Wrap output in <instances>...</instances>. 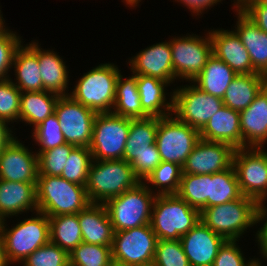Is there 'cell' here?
Segmentation results:
<instances>
[{
    "instance_id": "18",
    "label": "cell",
    "mask_w": 267,
    "mask_h": 266,
    "mask_svg": "<svg viewBox=\"0 0 267 266\" xmlns=\"http://www.w3.org/2000/svg\"><path fill=\"white\" fill-rule=\"evenodd\" d=\"M209 36L213 55L224 61L237 75L256 73L248 50L235 30L211 29Z\"/></svg>"
},
{
    "instance_id": "9",
    "label": "cell",
    "mask_w": 267,
    "mask_h": 266,
    "mask_svg": "<svg viewBox=\"0 0 267 266\" xmlns=\"http://www.w3.org/2000/svg\"><path fill=\"white\" fill-rule=\"evenodd\" d=\"M157 240L150 224L114 232L111 247L113 264L153 265Z\"/></svg>"
},
{
    "instance_id": "8",
    "label": "cell",
    "mask_w": 267,
    "mask_h": 266,
    "mask_svg": "<svg viewBox=\"0 0 267 266\" xmlns=\"http://www.w3.org/2000/svg\"><path fill=\"white\" fill-rule=\"evenodd\" d=\"M130 130V118L112 112L97 113L89 150L93 160L124 159Z\"/></svg>"
},
{
    "instance_id": "52",
    "label": "cell",
    "mask_w": 267,
    "mask_h": 266,
    "mask_svg": "<svg viewBox=\"0 0 267 266\" xmlns=\"http://www.w3.org/2000/svg\"><path fill=\"white\" fill-rule=\"evenodd\" d=\"M252 1H255V0H235L234 1L235 10L236 9L241 10L246 4Z\"/></svg>"
},
{
    "instance_id": "24",
    "label": "cell",
    "mask_w": 267,
    "mask_h": 266,
    "mask_svg": "<svg viewBox=\"0 0 267 266\" xmlns=\"http://www.w3.org/2000/svg\"><path fill=\"white\" fill-rule=\"evenodd\" d=\"M235 12L238 15V21L234 30L248 50L254 71L267 77V33L241 10L236 9Z\"/></svg>"
},
{
    "instance_id": "37",
    "label": "cell",
    "mask_w": 267,
    "mask_h": 266,
    "mask_svg": "<svg viewBox=\"0 0 267 266\" xmlns=\"http://www.w3.org/2000/svg\"><path fill=\"white\" fill-rule=\"evenodd\" d=\"M111 246L82 242L69 252V266H113Z\"/></svg>"
},
{
    "instance_id": "40",
    "label": "cell",
    "mask_w": 267,
    "mask_h": 266,
    "mask_svg": "<svg viewBox=\"0 0 267 266\" xmlns=\"http://www.w3.org/2000/svg\"><path fill=\"white\" fill-rule=\"evenodd\" d=\"M75 147L65 143L37 154L38 175L61 176L65 163Z\"/></svg>"
},
{
    "instance_id": "56",
    "label": "cell",
    "mask_w": 267,
    "mask_h": 266,
    "mask_svg": "<svg viewBox=\"0 0 267 266\" xmlns=\"http://www.w3.org/2000/svg\"><path fill=\"white\" fill-rule=\"evenodd\" d=\"M263 6L267 7V0H258Z\"/></svg>"
},
{
    "instance_id": "6",
    "label": "cell",
    "mask_w": 267,
    "mask_h": 266,
    "mask_svg": "<svg viewBox=\"0 0 267 266\" xmlns=\"http://www.w3.org/2000/svg\"><path fill=\"white\" fill-rule=\"evenodd\" d=\"M155 192L139 182L134 188L108 199L104 205L114 232L150 224Z\"/></svg>"
},
{
    "instance_id": "53",
    "label": "cell",
    "mask_w": 267,
    "mask_h": 266,
    "mask_svg": "<svg viewBox=\"0 0 267 266\" xmlns=\"http://www.w3.org/2000/svg\"><path fill=\"white\" fill-rule=\"evenodd\" d=\"M251 266H262V262L257 258Z\"/></svg>"
},
{
    "instance_id": "45",
    "label": "cell",
    "mask_w": 267,
    "mask_h": 266,
    "mask_svg": "<svg viewBox=\"0 0 267 266\" xmlns=\"http://www.w3.org/2000/svg\"><path fill=\"white\" fill-rule=\"evenodd\" d=\"M236 240H226L220 247L212 266H251L257 258L246 261Z\"/></svg>"
},
{
    "instance_id": "50",
    "label": "cell",
    "mask_w": 267,
    "mask_h": 266,
    "mask_svg": "<svg viewBox=\"0 0 267 266\" xmlns=\"http://www.w3.org/2000/svg\"><path fill=\"white\" fill-rule=\"evenodd\" d=\"M9 122L0 119V153L15 139L11 127H8Z\"/></svg>"
},
{
    "instance_id": "44",
    "label": "cell",
    "mask_w": 267,
    "mask_h": 266,
    "mask_svg": "<svg viewBox=\"0 0 267 266\" xmlns=\"http://www.w3.org/2000/svg\"><path fill=\"white\" fill-rule=\"evenodd\" d=\"M5 26L0 27V79L9 78L15 52L23 44L20 35Z\"/></svg>"
},
{
    "instance_id": "20",
    "label": "cell",
    "mask_w": 267,
    "mask_h": 266,
    "mask_svg": "<svg viewBox=\"0 0 267 266\" xmlns=\"http://www.w3.org/2000/svg\"><path fill=\"white\" fill-rule=\"evenodd\" d=\"M240 114L242 148H265L267 141V85Z\"/></svg>"
},
{
    "instance_id": "36",
    "label": "cell",
    "mask_w": 267,
    "mask_h": 266,
    "mask_svg": "<svg viewBox=\"0 0 267 266\" xmlns=\"http://www.w3.org/2000/svg\"><path fill=\"white\" fill-rule=\"evenodd\" d=\"M176 194L191 207L201 212L204 208H207L208 174L195 175L182 173L179 189Z\"/></svg>"
},
{
    "instance_id": "11",
    "label": "cell",
    "mask_w": 267,
    "mask_h": 266,
    "mask_svg": "<svg viewBox=\"0 0 267 266\" xmlns=\"http://www.w3.org/2000/svg\"><path fill=\"white\" fill-rule=\"evenodd\" d=\"M205 36L189 34L182 37L177 36V38L174 37L169 40L174 82L178 78L193 82L207 64L208 59L213 53L209 31Z\"/></svg>"
},
{
    "instance_id": "43",
    "label": "cell",
    "mask_w": 267,
    "mask_h": 266,
    "mask_svg": "<svg viewBox=\"0 0 267 266\" xmlns=\"http://www.w3.org/2000/svg\"><path fill=\"white\" fill-rule=\"evenodd\" d=\"M154 266H191L180 240H157Z\"/></svg>"
},
{
    "instance_id": "29",
    "label": "cell",
    "mask_w": 267,
    "mask_h": 266,
    "mask_svg": "<svg viewBox=\"0 0 267 266\" xmlns=\"http://www.w3.org/2000/svg\"><path fill=\"white\" fill-rule=\"evenodd\" d=\"M12 66L16 77L13 84L21 92L44 91L37 54L27 44L18 47Z\"/></svg>"
},
{
    "instance_id": "17",
    "label": "cell",
    "mask_w": 267,
    "mask_h": 266,
    "mask_svg": "<svg viewBox=\"0 0 267 266\" xmlns=\"http://www.w3.org/2000/svg\"><path fill=\"white\" fill-rule=\"evenodd\" d=\"M225 241L224 237L213 232L202 221L180 238L191 266H212Z\"/></svg>"
},
{
    "instance_id": "39",
    "label": "cell",
    "mask_w": 267,
    "mask_h": 266,
    "mask_svg": "<svg viewBox=\"0 0 267 266\" xmlns=\"http://www.w3.org/2000/svg\"><path fill=\"white\" fill-rule=\"evenodd\" d=\"M32 134L35 143L40 147L37 154L66 143L55 113L34 127Z\"/></svg>"
},
{
    "instance_id": "31",
    "label": "cell",
    "mask_w": 267,
    "mask_h": 266,
    "mask_svg": "<svg viewBox=\"0 0 267 266\" xmlns=\"http://www.w3.org/2000/svg\"><path fill=\"white\" fill-rule=\"evenodd\" d=\"M236 76L237 74L224 61L212 54L200 74L191 83L207 94L222 99L227 87Z\"/></svg>"
},
{
    "instance_id": "34",
    "label": "cell",
    "mask_w": 267,
    "mask_h": 266,
    "mask_svg": "<svg viewBox=\"0 0 267 266\" xmlns=\"http://www.w3.org/2000/svg\"><path fill=\"white\" fill-rule=\"evenodd\" d=\"M50 242L68 253L83 242L78 214L49 217Z\"/></svg>"
},
{
    "instance_id": "46",
    "label": "cell",
    "mask_w": 267,
    "mask_h": 266,
    "mask_svg": "<svg viewBox=\"0 0 267 266\" xmlns=\"http://www.w3.org/2000/svg\"><path fill=\"white\" fill-rule=\"evenodd\" d=\"M161 162L159 153H144L136 157L130 165L136 178L144 182Z\"/></svg>"
},
{
    "instance_id": "2",
    "label": "cell",
    "mask_w": 267,
    "mask_h": 266,
    "mask_svg": "<svg viewBox=\"0 0 267 266\" xmlns=\"http://www.w3.org/2000/svg\"><path fill=\"white\" fill-rule=\"evenodd\" d=\"M200 221V211L177 194L156 195L150 225L158 240H180Z\"/></svg>"
},
{
    "instance_id": "19",
    "label": "cell",
    "mask_w": 267,
    "mask_h": 266,
    "mask_svg": "<svg viewBox=\"0 0 267 266\" xmlns=\"http://www.w3.org/2000/svg\"><path fill=\"white\" fill-rule=\"evenodd\" d=\"M133 75H147L174 83V70L170 43L159 42L153 44L136 56L131 57L128 62Z\"/></svg>"
},
{
    "instance_id": "32",
    "label": "cell",
    "mask_w": 267,
    "mask_h": 266,
    "mask_svg": "<svg viewBox=\"0 0 267 266\" xmlns=\"http://www.w3.org/2000/svg\"><path fill=\"white\" fill-rule=\"evenodd\" d=\"M122 77L120 73L116 82L115 103L111 112L130 119L149 117L141 107L136 75L125 79Z\"/></svg>"
},
{
    "instance_id": "16",
    "label": "cell",
    "mask_w": 267,
    "mask_h": 266,
    "mask_svg": "<svg viewBox=\"0 0 267 266\" xmlns=\"http://www.w3.org/2000/svg\"><path fill=\"white\" fill-rule=\"evenodd\" d=\"M15 138L0 153V179L12 182L37 183V153Z\"/></svg>"
},
{
    "instance_id": "42",
    "label": "cell",
    "mask_w": 267,
    "mask_h": 266,
    "mask_svg": "<svg viewBox=\"0 0 267 266\" xmlns=\"http://www.w3.org/2000/svg\"><path fill=\"white\" fill-rule=\"evenodd\" d=\"M21 263L23 266H69V253L49 242L36 249Z\"/></svg>"
},
{
    "instance_id": "21",
    "label": "cell",
    "mask_w": 267,
    "mask_h": 266,
    "mask_svg": "<svg viewBox=\"0 0 267 266\" xmlns=\"http://www.w3.org/2000/svg\"><path fill=\"white\" fill-rule=\"evenodd\" d=\"M28 210L38 211L36 183L0 179V221Z\"/></svg>"
},
{
    "instance_id": "48",
    "label": "cell",
    "mask_w": 267,
    "mask_h": 266,
    "mask_svg": "<svg viewBox=\"0 0 267 266\" xmlns=\"http://www.w3.org/2000/svg\"><path fill=\"white\" fill-rule=\"evenodd\" d=\"M241 11L252 20L262 31L267 33V7L258 0L249 2Z\"/></svg>"
},
{
    "instance_id": "14",
    "label": "cell",
    "mask_w": 267,
    "mask_h": 266,
    "mask_svg": "<svg viewBox=\"0 0 267 266\" xmlns=\"http://www.w3.org/2000/svg\"><path fill=\"white\" fill-rule=\"evenodd\" d=\"M55 114L66 143L76 147L90 146L97 115L95 111L83 106L70 95H63L56 103Z\"/></svg>"
},
{
    "instance_id": "25",
    "label": "cell",
    "mask_w": 267,
    "mask_h": 266,
    "mask_svg": "<svg viewBox=\"0 0 267 266\" xmlns=\"http://www.w3.org/2000/svg\"><path fill=\"white\" fill-rule=\"evenodd\" d=\"M78 220L83 242L112 247L114 230L104 204L91 203L78 213Z\"/></svg>"
},
{
    "instance_id": "28",
    "label": "cell",
    "mask_w": 267,
    "mask_h": 266,
    "mask_svg": "<svg viewBox=\"0 0 267 266\" xmlns=\"http://www.w3.org/2000/svg\"><path fill=\"white\" fill-rule=\"evenodd\" d=\"M267 85V77L259 73L237 75L227 87L222 101L235 111L245 110Z\"/></svg>"
},
{
    "instance_id": "54",
    "label": "cell",
    "mask_w": 267,
    "mask_h": 266,
    "mask_svg": "<svg viewBox=\"0 0 267 266\" xmlns=\"http://www.w3.org/2000/svg\"><path fill=\"white\" fill-rule=\"evenodd\" d=\"M261 255H263V259L265 258V260L267 259V247L261 252Z\"/></svg>"
},
{
    "instance_id": "5",
    "label": "cell",
    "mask_w": 267,
    "mask_h": 266,
    "mask_svg": "<svg viewBox=\"0 0 267 266\" xmlns=\"http://www.w3.org/2000/svg\"><path fill=\"white\" fill-rule=\"evenodd\" d=\"M120 71L114 63L99 64L84 73L69 95L96 113L111 112Z\"/></svg>"
},
{
    "instance_id": "30",
    "label": "cell",
    "mask_w": 267,
    "mask_h": 266,
    "mask_svg": "<svg viewBox=\"0 0 267 266\" xmlns=\"http://www.w3.org/2000/svg\"><path fill=\"white\" fill-rule=\"evenodd\" d=\"M60 95L49 91L21 92L19 120L33 128L55 113Z\"/></svg>"
},
{
    "instance_id": "4",
    "label": "cell",
    "mask_w": 267,
    "mask_h": 266,
    "mask_svg": "<svg viewBox=\"0 0 267 266\" xmlns=\"http://www.w3.org/2000/svg\"><path fill=\"white\" fill-rule=\"evenodd\" d=\"M140 181L126 160H93L85 185L91 203L104 204L134 188Z\"/></svg>"
},
{
    "instance_id": "49",
    "label": "cell",
    "mask_w": 267,
    "mask_h": 266,
    "mask_svg": "<svg viewBox=\"0 0 267 266\" xmlns=\"http://www.w3.org/2000/svg\"><path fill=\"white\" fill-rule=\"evenodd\" d=\"M177 2L182 3L184 6H187L189 10L194 13L195 15H201L203 11L207 10L208 8L217 5V3L221 2L222 0H175Z\"/></svg>"
},
{
    "instance_id": "47",
    "label": "cell",
    "mask_w": 267,
    "mask_h": 266,
    "mask_svg": "<svg viewBox=\"0 0 267 266\" xmlns=\"http://www.w3.org/2000/svg\"><path fill=\"white\" fill-rule=\"evenodd\" d=\"M265 201V198L257 201L255 209V224L265 221L260 230H258L255 234L257 239L256 241L260 246L259 253L267 247V205Z\"/></svg>"
},
{
    "instance_id": "35",
    "label": "cell",
    "mask_w": 267,
    "mask_h": 266,
    "mask_svg": "<svg viewBox=\"0 0 267 266\" xmlns=\"http://www.w3.org/2000/svg\"><path fill=\"white\" fill-rule=\"evenodd\" d=\"M182 176V166L172 162L162 161L144 181L151 192L156 188V195L176 194ZM152 188V189H151Z\"/></svg>"
},
{
    "instance_id": "3",
    "label": "cell",
    "mask_w": 267,
    "mask_h": 266,
    "mask_svg": "<svg viewBox=\"0 0 267 266\" xmlns=\"http://www.w3.org/2000/svg\"><path fill=\"white\" fill-rule=\"evenodd\" d=\"M7 228L5 220L0 222V240L9 264H20L36 249L50 242L49 217L42 212Z\"/></svg>"
},
{
    "instance_id": "22",
    "label": "cell",
    "mask_w": 267,
    "mask_h": 266,
    "mask_svg": "<svg viewBox=\"0 0 267 266\" xmlns=\"http://www.w3.org/2000/svg\"><path fill=\"white\" fill-rule=\"evenodd\" d=\"M27 45L37 54L44 90L60 96L69 95L66 92L69 91V71L65 61L55 51L43 50L36 41Z\"/></svg>"
},
{
    "instance_id": "51",
    "label": "cell",
    "mask_w": 267,
    "mask_h": 266,
    "mask_svg": "<svg viewBox=\"0 0 267 266\" xmlns=\"http://www.w3.org/2000/svg\"><path fill=\"white\" fill-rule=\"evenodd\" d=\"M10 265L9 262L7 261L6 255H5V250L3 249L2 242L0 240V266H8Z\"/></svg>"
},
{
    "instance_id": "41",
    "label": "cell",
    "mask_w": 267,
    "mask_h": 266,
    "mask_svg": "<svg viewBox=\"0 0 267 266\" xmlns=\"http://www.w3.org/2000/svg\"><path fill=\"white\" fill-rule=\"evenodd\" d=\"M20 95L11 77L0 79V119L11 124L19 121Z\"/></svg>"
},
{
    "instance_id": "1",
    "label": "cell",
    "mask_w": 267,
    "mask_h": 266,
    "mask_svg": "<svg viewBox=\"0 0 267 266\" xmlns=\"http://www.w3.org/2000/svg\"><path fill=\"white\" fill-rule=\"evenodd\" d=\"M36 201L38 211L48 217L78 214L91 204L85 186L49 175H38Z\"/></svg>"
},
{
    "instance_id": "55",
    "label": "cell",
    "mask_w": 267,
    "mask_h": 266,
    "mask_svg": "<svg viewBox=\"0 0 267 266\" xmlns=\"http://www.w3.org/2000/svg\"><path fill=\"white\" fill-rule=\"evenodd\" d=\"M2 16L3 15L1 14V10H0V27L5 23L4 18Z\"/></svg>"
},
{
    "instance_id": "38",
    "label": "cell",
    "mask_w": 267,
    "mask_h": 266,
    "mask_svg": "<svg viewBox=\"0 0 267 266\" xmlns=\"http://www.w3.org/2000/svg\"><path fill=\"white\" fill-rule=\"evenodd\" d=\"M92 161L89 147H75L65 163L61 177L69 182L85 186Z\"/></svg>"
},
{
    "instance_id": "27",
    "label": "cell",
    "mask_w": 267,
    "mask_h": 266,
    "mask_svg": "<svg viewBox=\"0 0 267 266\" xmlns=\"http://www.w3.org/2000/svg\"><path fill=\"white\" fill-rule=\"evenodd\" d=\"M158 117L130 119V130L124 149V160L131 163L144 153H159L156 146Z\"/></svg>"
},
{
    "instance_id": "15",
    "label": "cell",
    "mask_w": 267,
    "mask_h": 266,
    "mask_svg": "<svg viewBox=\"0 0 267 266\" xmlns=\"http://www.w3.org/2000/svg\"><path fill=\"white\" fill-rule=\"evenodd\" d=\"M234 151L228 143L200 138L182 166V173L207 175L225 171L233 165Z\"/></svg>"
},
{
    "instance_id": "33",
    "label": "cell",
    "mask_w": 267,
    "mask_h": 266,
    "mask_svg": "<svg viewBox=\"0 0 267 266\" xmlns=\"http://www.w3.org/2000/svg\"><path fill=\"white\" fill-rule=\"evenodd\" d=\"M241 196L242 193L233 165L225 171L208 174L207 207L228 203Z\"/></svg>"
},
{
    "instance_id": "7",
    "label": "cell",
    "mask_w": 267,
    "mask_h": 266,
    "mask_svg": "<svg viewBox=\"0 0 267 266\" xmlns=\"http://www.w3.org/2000/svg\"><path fill=\"white\" fill-rule=\"evenodd\" d=\"M255 209L256 201L242 195L231 202L204 208L200 212V219L226 240L238 241L247 228L256 225Z\"/></svg>"
},
{
    "instance_id": "10",
    "label": "cell",
    "mask_w": 267,
    "mask_h": 266,
    "mask_svg": "<svg viewBox=\"0 0 267 266\" xmlns=\"http://www.w3.org/2000/svg\"><path fill=\"white\" fill-rule=\"evenodd\" d=\"M158 117L156 146L162 161L183 166L200 139V132L175 115Z\"/></svg>"
},
{
    "instance_id": "23",
    "label": "cell",
    "mask_w": 267,
    "mask_h": 266,
    "mask_svg": "<svg viewBox=\"0 0 267 266\" xmlns=\"http://www.w3.org/2000/svg\"><path fill=\"white\" fill-rule=\"evenodd\" d=\"M200 138L228 143L234 149L242 148L239 112L223 105L200 131Z\"/></svg>"
},
{
    "instance_id": "26",
    "label": "cell",
    "mask_w": 267,
    "mask_h": 266,
    "mask_svg": "<svg viewBox=\"0 0 267 266\" xmlns=\"http://www.w3.org/2000/svg\"><path fill=\"white\" fill-rule=\"evenodd\" d=\"M142 110L149 117H165L173 114V92L169 101L165 92L167 81L147 75H136ZM167 101V102H166Z\"/></svg>"
},
{
    "instance_id": "13",
    "label": "cell",
    "mask_w": 267,
    "mask_h": 266,
    "mask_svg": "<svg viewBox=\"0 0 267 266\" xmlns=\"http://www.w3.org/2000/svg\"><path fill=\"white\" fill-rule=\"evenodd\" d=\"M239 188L243 196L256 202L267 197V150L240 148L233 154Z\"/></svg>"
},
{
    "instance_id": "12",
    "label": "cell",
    "mask_w": 267,
    "mask_h": 266,
    "mask_svg": "<svg viewBox=\"0 0 267 266\" xmlns=\"http://www.w3.org/2000/svg\"><path fill=\"white\" fill-rule=\"evenodd\" d=\"M172 91L173 115L199 132L224 105L221 98L207 94L194 83Z\"/></svg>"
}]
</instances>
